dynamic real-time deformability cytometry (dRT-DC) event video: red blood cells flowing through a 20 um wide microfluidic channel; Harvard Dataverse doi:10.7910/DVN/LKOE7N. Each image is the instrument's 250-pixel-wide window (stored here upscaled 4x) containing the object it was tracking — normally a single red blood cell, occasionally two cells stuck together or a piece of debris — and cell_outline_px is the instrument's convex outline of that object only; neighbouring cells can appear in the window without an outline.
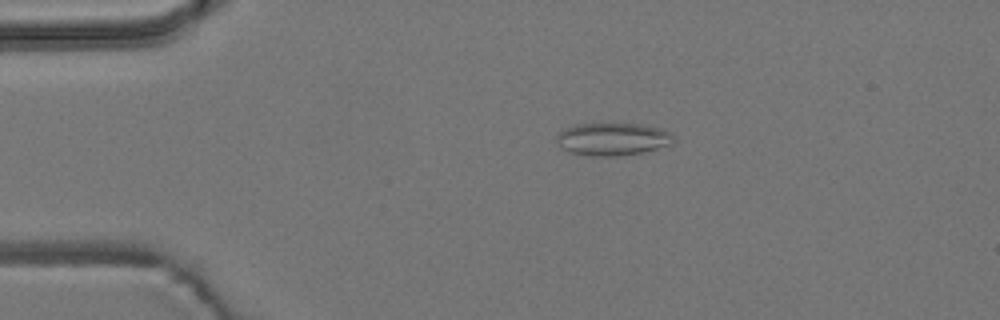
{"species": "common noctule bat (a hibernating species)", "species_latin": "Nyctalus noctula", "temperature_condition": "room temperature", "stored_images_in_passage": 49, "camera_frame_rate_fps": 3000, "um_per_image_px": 0.085, "animal": {"sex": "male", "body_mass_g": 19.2, "forearm_length_mm": 51.8}, "frame": {"image": 1, "passage_image": 5, "time_ms": 1.333, "image_size_px": [1000, 320], "cell_outline_px": [[676, 140], [672, 144], [640, 152], [620, 156], [588, 156], [572, 152], [560, 148], [556, 144], [556, 136], [564, 128], [576, 124], [640, 124], [660, 128], [676, 136]], "centroid_in_image_um": [52.05, 11.82], "position_along_channel_um": 32.9, "area_um2": 22.31}}
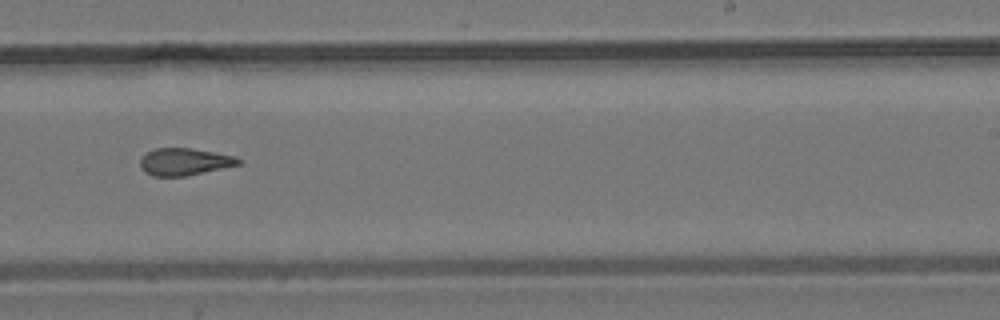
{"frame": {"image": 2, "passage_image": 28, "time_ms": 9.0, "image_size_px": [1000, 320], "cell_outline_px": [[244, 160], [240, 164], [184, 176], [152, 176], [144, 172], [140, 168], [140, 160], [148, 152], [156, 148], [192, 148], [236, 156]], "centroid_in_image_um": [15.69, 13.74], "position_along_channel_um": 273.3, "area_um2": 15.49}}
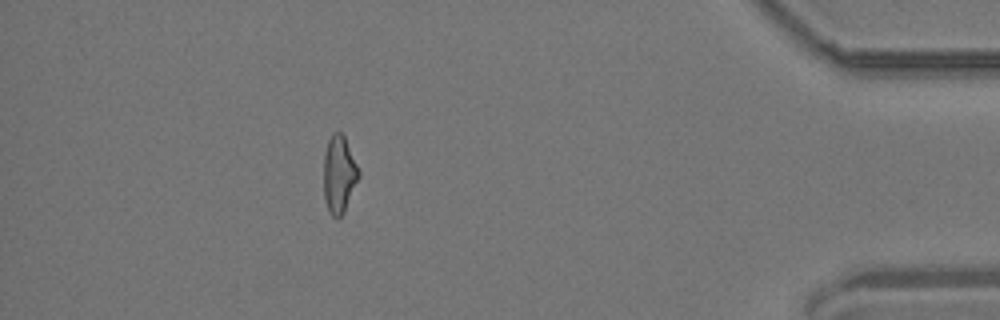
{"frame": {"image": 3, "passage_image": 43, "time_ms": 14.0, "image_size_px": [1000, 320], "cell_outline_px": [[360, 176], [344, 212], [336, 220], [328, 212], [324, 200], [324, 152], [328, 140], [332, 132], [340, 132], [344, 136], [360, 172]], "centroid_in_image_um": [28.81, 14.85], "position_along_channel_um": 406.4, "area_um2": 15.9}, "authors_computed_cell_mechanics": {"area_um2": 16.3574, "velocity_mm_per_s": 3.718, "shape_relaxation_time_tau1_ms": null, "shape_relaxation_time_tau2_ms": 3.8326, "deformation_change_tau1": null, "deformation_change_tau2": 0.1323}}